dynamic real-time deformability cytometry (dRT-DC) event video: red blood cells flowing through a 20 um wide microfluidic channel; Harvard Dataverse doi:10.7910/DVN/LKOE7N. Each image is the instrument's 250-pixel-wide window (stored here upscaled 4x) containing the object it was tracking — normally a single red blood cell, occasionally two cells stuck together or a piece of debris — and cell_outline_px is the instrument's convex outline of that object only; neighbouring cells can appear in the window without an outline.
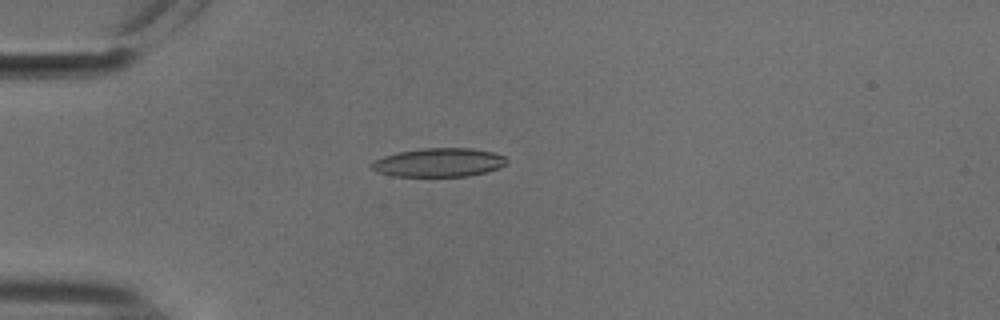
{"species": "common noctule bat (a hibernating species)", "species_latin": "Nyctalus noctula", "temperature_condition": "cold", "stored_images_in_passage": 54, "camera_frame_rate_fps": 3000, "um_per_image_px": 0.085, "animal": {"sex": "male", "body_mass_g": 18.8}, "frame": {"image": 1, "passage_image": 15, "time_ms": 4.667, "image_size_px": [1000, 320], "cell_outline_px": [[508, 160], [504, 164], [496, 168], [484, 172], [468, 176], [392, 176], [376, 172], [372, 168], [372, 164], [376, 160], [384, 156], [400, 152], [420, 148], [472, 148], [492, 152], [504, 156]], "centroid_in_image_um": [37.29, 13.81], "position_along_channel_um": 47.7, "area_um2": 22.31}}
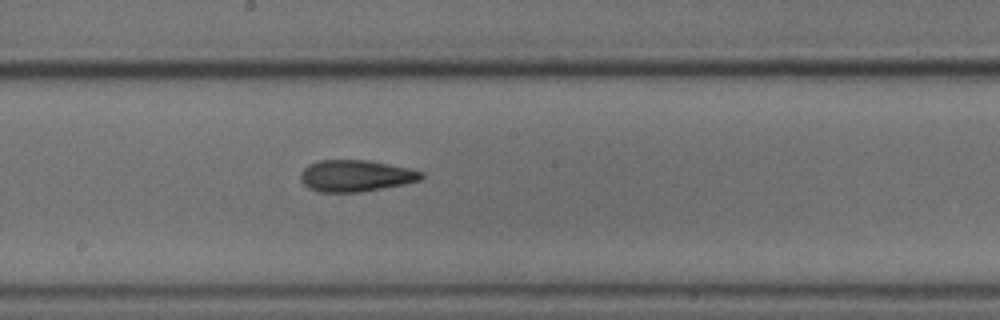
{"frame": {"image": 2, "passage_image": 30, "time_ms": 9.667, "image_size_px": [1000, 320], "cell_outline_px": [[424, 176], [420, 180], [408, 184], [360, 192], [316, 192], [308, 188], [300, 180], [300, 172], [308, 164], [320, 160], [368, 160], [412, 168], [424, 172]], "centroid_in_image_um": [30.26, 14.94], "position_along_channel_um": 217.9, "area_um2": 22.66}}
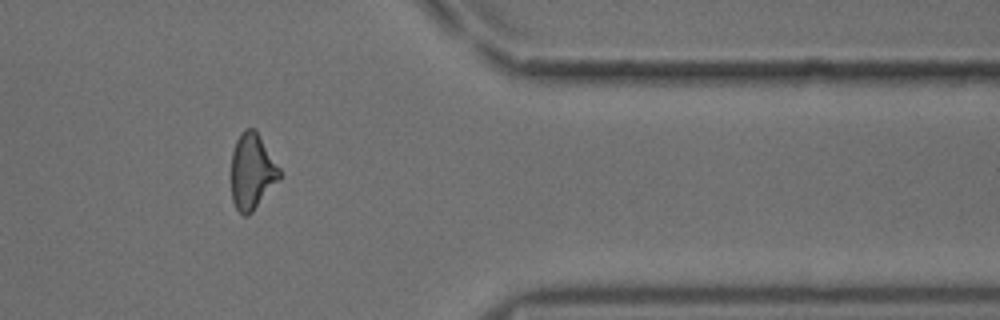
{"frame": {"image": 3, "passage_image": 45, "time_ms": 14.667, "image_size_px": [1000, 320], "cell_outline_px": [[280, 176], [252, 212], [248, 216], [244, 216], [236, 208], [232, 200], [232, 152], [236, 140], [240, 132], [244, 128], [256, 128], [280, 168]], "centroid_in_image_um": [21.41, 14.52], "position_along_channel_um": 390.0, "area_um2": 21.15}, "authors_computed_cell_mechanics": {"area_um2": 22.1085, "velocity_mm_per_s": 3.7592, "shape_relaxation_time_tau1_ms": 8.8222, "shape_relaxation_time_tau2_ms": 3.8735, "deformation_change_tau1": 0.2059, "deformation_change_tau2": 0.125}}